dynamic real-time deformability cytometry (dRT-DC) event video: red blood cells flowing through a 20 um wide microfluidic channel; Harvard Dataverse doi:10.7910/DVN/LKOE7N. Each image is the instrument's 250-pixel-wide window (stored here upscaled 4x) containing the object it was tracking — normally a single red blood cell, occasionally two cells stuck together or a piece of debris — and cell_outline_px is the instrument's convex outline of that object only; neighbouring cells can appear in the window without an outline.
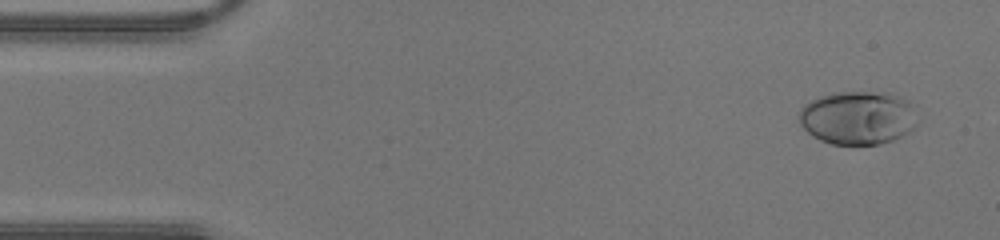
{"species": "human", "species_latin": "Homo sapiens", "temperature_condition": "warm", "stored_images_in_passage": 43, "camera_frame_rate_fps": 3000, "um_per_image_px": 0.085, "donor": {"sex": "male"}, "frame": {"image": 1, "passage_image": 3, "time_ms": 0.667, "image_size_px": [1000, 240], "cell_outline_px": [[916, 124], [908, 132], [892, 140], [880, 144], [832, 144], [820, 140], [812, 136], [800, 124], [800, 108], [804, 104], [820, 96], [832, 92], [888, 92], [900, 96], [916, 104]], "centroid_in_image_um": [72.95, 9.99], "position_along_channel_um": 12.1, "area_um2": 37.22}}
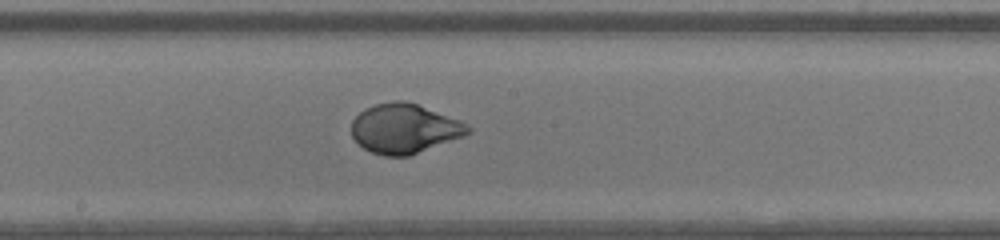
{"frame": {"image": 2, "passage_image": 23, "time_ms": 7.333, "image_size_px": [1000, 240], "cell_outline_px": [[472, 132], [464, 136], [408, 156], [384, 156], [372, 152], [364, 148], [352, 136], [352, 120], [364, 108], [376, 104], [396, 100], [404, 100], [416, 104], [460, 120], [472, 128]], "centroid_in_image_um": [34.38, 10.93], "position_along_channel_um": 213.8, "area_um2": 33.41}}
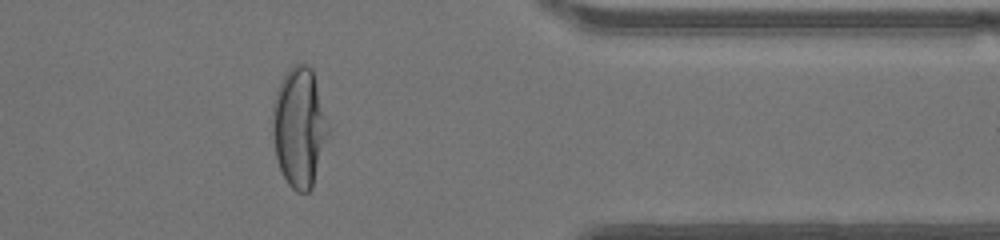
{"frame": {"image": 3, "passage_image": 35, "time_ms": 11.333, "image_size_px": [1000, 240], "cell_outline_px": [[328, 132], [312, 188], [308, 192], [296, 192], [288, 184], [280, 168], [276, 156], [272, 132], [272, 108], [276, 92], [288, 68], [292, 64], [304, 64], [312, 68], [328, 124]], "centroid_in_image_um": [25.41, 10.81], "position_along_channel_um": 386.0, "area_um2": 38.32}}